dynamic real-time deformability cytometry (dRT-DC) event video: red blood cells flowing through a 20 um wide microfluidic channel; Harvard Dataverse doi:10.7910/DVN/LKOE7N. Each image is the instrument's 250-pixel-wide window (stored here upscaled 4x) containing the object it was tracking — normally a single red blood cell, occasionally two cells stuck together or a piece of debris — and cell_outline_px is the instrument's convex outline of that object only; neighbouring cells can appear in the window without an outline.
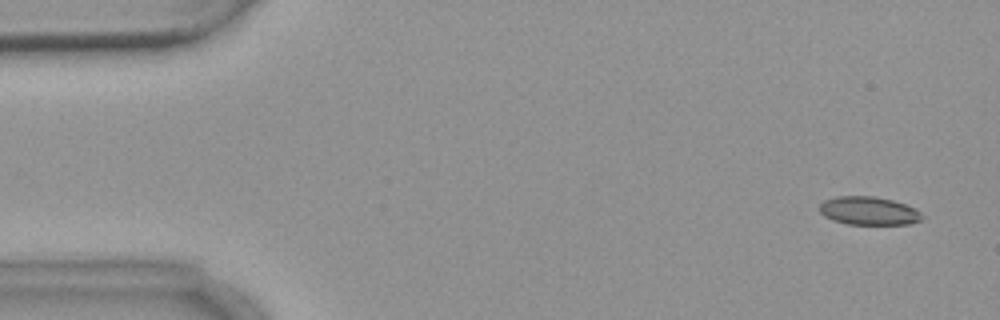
{"species": "common noctule bat (a hibernating species)", "species_latin": "Nyctalus noctula", "temperature_condition": "warm", "stored_images_in_passage": 5, "camera_frame_rate_fps": 3000, "um_per_image_px": 0.085, "animal": {"sex": "female", "body_mass_g": 18.4}, "frame": {"image": 1, "passage_image": 1, "time_ms": 0.0, "image_size_px": [1000, 320], "cell_outline_px": [[924, 220], [908, 224], [848, 224], [832, 220], [824, 216], [820, 212], [820, 204], [824, 200], [836, 196], [872, 196], [892, 200], [916, 208], [924, 216]], "centroid_in_image_um": [73.86, 17.92], "position_along_channel_um": 11.1, "area_um2": 16.99}}
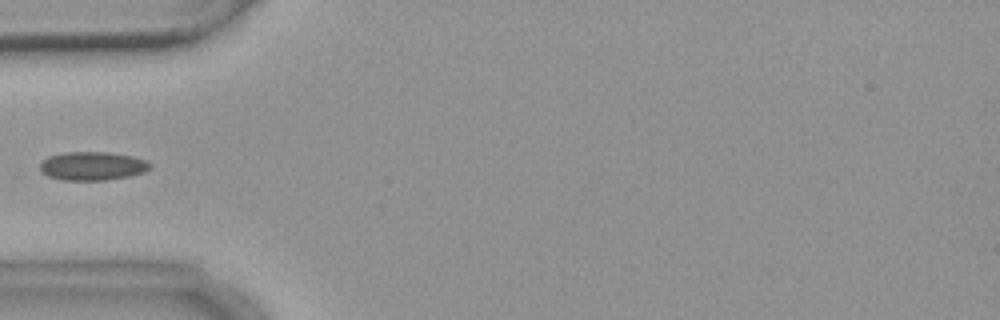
{"frame": {"image": 2, "passage_image": 5, "time_ms": 5.0, "image_size_px": [1000, 320], "cell_outline_px": [[152, 168], [144, 172], [128, 176], [104, 180], [64, 180], [48, 176], [40, 172], [40, 164], [48, 156], [64, 152], [108, 152], [132, 156], [148, 160], [152, 164]], "centroid_in_image_um": [7.88, 14.1], "position_along_channel_um": 77.1, "area_um2": 18.44}}